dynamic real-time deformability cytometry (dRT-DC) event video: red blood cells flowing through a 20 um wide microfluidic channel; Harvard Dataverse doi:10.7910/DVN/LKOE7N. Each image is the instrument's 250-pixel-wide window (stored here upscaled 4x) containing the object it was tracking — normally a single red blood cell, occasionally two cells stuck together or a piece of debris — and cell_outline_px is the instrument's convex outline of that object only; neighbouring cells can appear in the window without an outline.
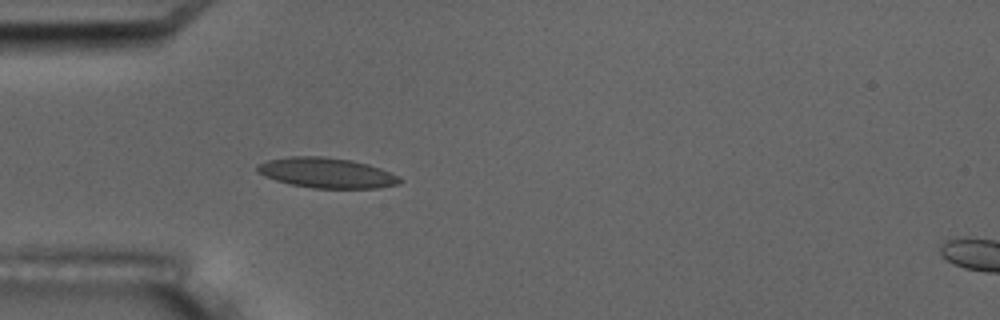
{"species": "common noctule bat (a hibernating species)", "species_latin": "Nyctalus noctula", "temperature_condition": "room temperature", "stored_images_in_passage": 6, "camera_frame_rate_fps": 3000, "um_per_image_px": 0.085, "animal": {"sex": "male", "body_mass_g": 17.5, "forearm_length_mm": 52.3}, "frame": {"image": 1, "passage_image": 5, "time_ms": 4.667, "image_size_px": [1000, 320], "cell_outline_px": [[404, 180], [396, 184], [376, 188], [312, 188], [292, 184], [276, 180], [264, 176], [256, 172], [256, 164], [268, 160], [288, 156], [324, 156], [352, 160], [368, 164], [380, 168], [400, 176]], "centroid_in_image_um": [27.74, 14.68], "position_along_channel_um": 57.3, "area_um2": 25.2}}